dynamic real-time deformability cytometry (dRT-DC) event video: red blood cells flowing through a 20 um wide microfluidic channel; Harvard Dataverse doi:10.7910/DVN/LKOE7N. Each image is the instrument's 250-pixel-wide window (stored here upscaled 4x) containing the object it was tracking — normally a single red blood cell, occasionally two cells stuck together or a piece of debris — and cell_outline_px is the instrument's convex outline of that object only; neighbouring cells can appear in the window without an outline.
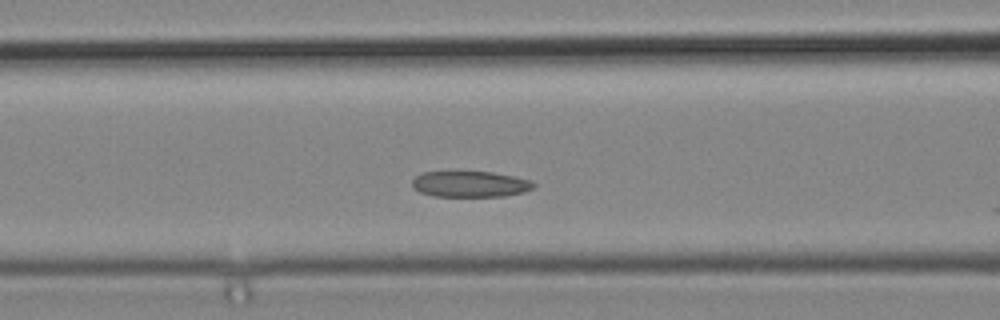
{"species": "common noctule bat (a hibernating species)", "species_latin": "Nyctalus noctula", "temperature_condition": "cold", "stored_images_in_passage": 11, "camera_frame_rate_fps": 3000, "um_per_image_px": 0.085, "animal": {"sex": "male", "body_mass_g": 19.2, "forearm_length_mm": 51.8}, "frame": {"image": 1, "passage_image": 7, "time_ms": 2.0, "image_size_px": [1000, 320], "cell_outline_px": [[536, 188], [524, 192], [504, 196], [432, 196], [420, 192], [412, 188], [412, 180], [420, 172], [492, 172], [512, 176], [528, 180], [536, 184]], "centroid_in_image_um": [39.95, 15.65], "position_along_channel_um": 126.7, "area_um2": 18.38}}
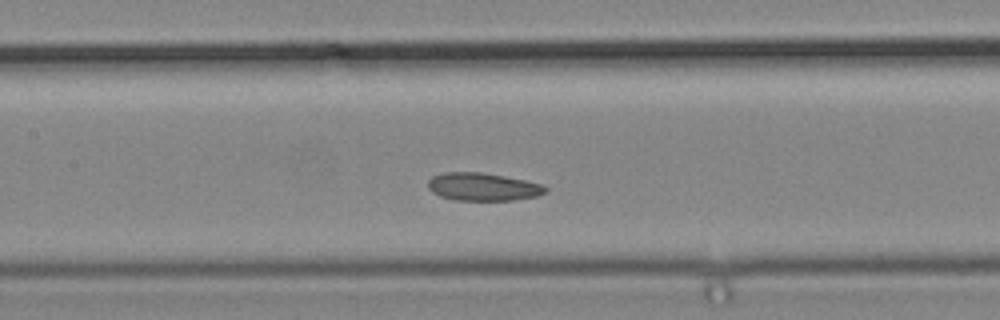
{"frame": {"image": 2, "passage_image": 10, "time_ms": 3.0, "image_size_px": [1000, 320], "cell_outline_px": [[548, 188], [544, 192], [536, 196], [512, 200], [456, 200], [440, 196], [432, 192], [428, 188], [428, 180], [432, 176], [444, 172], [480, 172], [504, 176], [544, 184]], "centroid_in_image_um": [41.02, 15.87], "position_along_channel_um": 166.4, "area_um2": 19.02}}